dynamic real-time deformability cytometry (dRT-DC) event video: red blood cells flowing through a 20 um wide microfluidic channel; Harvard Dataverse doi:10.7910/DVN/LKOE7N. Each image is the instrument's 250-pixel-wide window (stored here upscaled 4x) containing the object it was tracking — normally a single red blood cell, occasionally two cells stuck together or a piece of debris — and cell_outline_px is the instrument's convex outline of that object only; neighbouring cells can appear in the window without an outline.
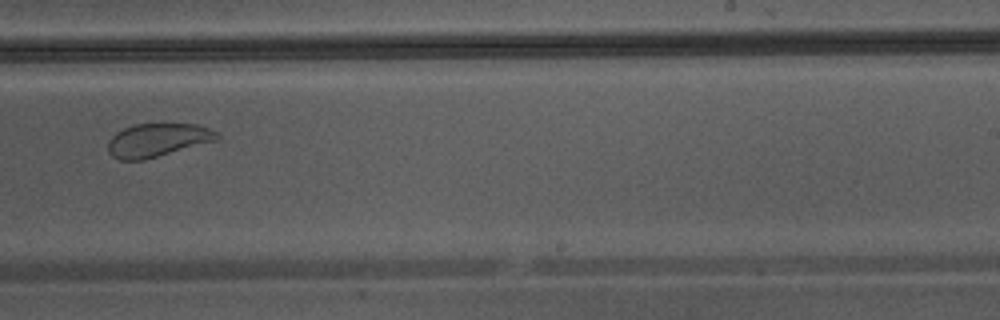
{"species": "Egyptian fruit bat (a non-hibernating species)", "species_latin": "Rousettus aegyptiacus", "temperature_condition": "warm", "stored_images_in_passage": 38, "camera_frame_rate_fps": 3000, "um_per_image_px": 0.085, "animal": {"sex": "male"}, "frame": {"image": 1, "passage_image": 22, "time_ms": 7.0, "image_size_px": [1000, 320], "cell_outline_px": [[220, 140], [144, 160], [120, 160], [112, 156], [108, 152], [108, 140], [116, 132], [124, 128], [136, 124], [196, 124], [208, 128], [216, 132], [220, 136]], "centroid_in_image_um": [13.4, 11.92], "position_along_channel_um": 275.6, "area_um2": 21.33}}